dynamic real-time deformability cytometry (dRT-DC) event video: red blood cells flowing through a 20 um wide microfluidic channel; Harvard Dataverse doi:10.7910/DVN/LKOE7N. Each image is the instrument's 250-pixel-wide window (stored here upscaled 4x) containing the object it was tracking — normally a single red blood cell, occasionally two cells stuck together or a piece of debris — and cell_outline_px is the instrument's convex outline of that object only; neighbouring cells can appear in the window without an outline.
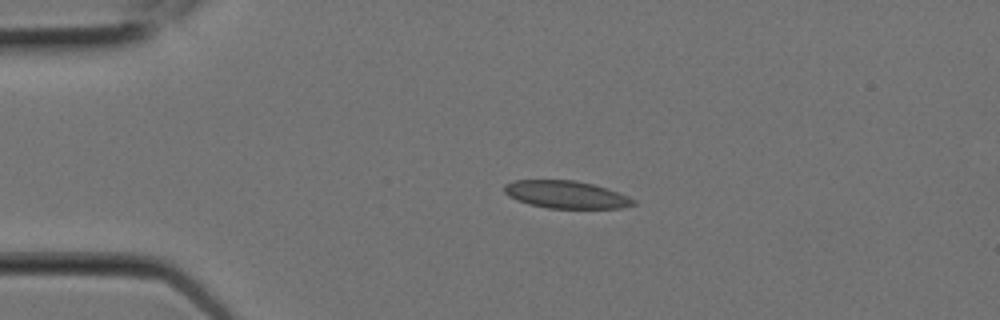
{"species": "Egyptian fruit bat (a non-hibernating species)", "species_latin": "Rousettus aegyptiacus", "temperature_condition": "room temperature", "stored_images_in_passage": 10, "camera_frame_rate_fps": 3000, "um_per_image_px": 0.085, "animal": {"sex": "female"}, "frame": {"image": 1, "passage_image": 4, "time_ms": 1.0, "image_size_px": [1000, 320], "cell_outline_px": [[636, 204], [620, 208], [548, 208], [528, 204], [516, 200], [508, 196], [504, 192], [504, 184], [512, 180], [576, 180], [608, 188], [628, 196], [636, 200]], "centroid_in_image_um": [48.1, 16.53], "position_along_channel_um": 36.9, "area_um2": 20.87}}
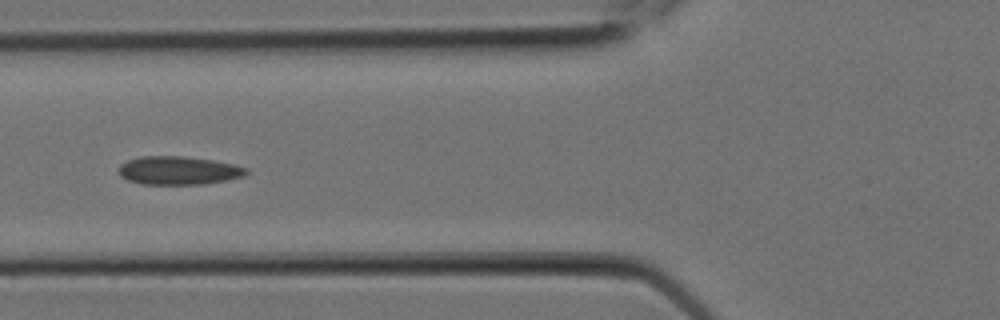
{"frame": {"image": 2, "passage_image": 7, "time_ms": 2.0, "image_size_px": [1000, 320], "cell_outline_px": [[248, 172], [244, 176], [228, 180], [204, 184], [140, 184], [128, 180], [120, 176], [120, 164], [128, 160], [140, 156], [184, 156], [212, 160], [232, 164], [248, 168]], "centroid_in_image_um": [15.18, 14.49], "position_along_channel_um": 110.6, "area_um2": 21.1}}
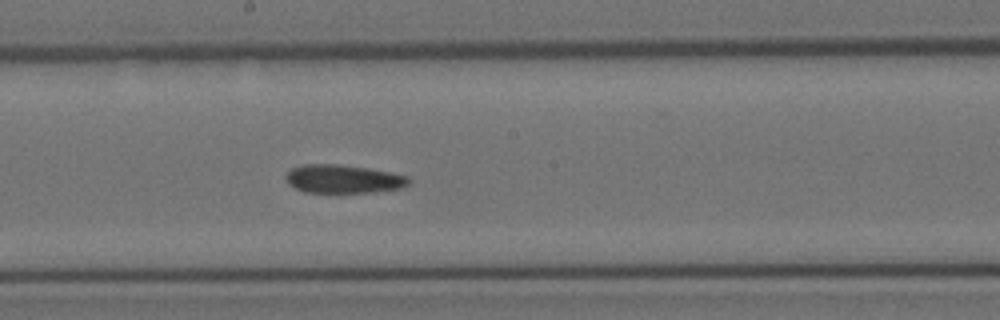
{"frame": {"image": 3, "passage_image": 10, "time_ms": 3.0, "image_size_px": [1000, 320], "cell_outline_px": [[412, 180], [408, 184], [400, 188], [372, 192], [304, 192], [288, 184], [284, 176], [292, 168], [304, 164], [340, 164], [368, 168], [408, 176]], "centroid_in_image_um": [29.16, 15.2], "position_along_channel_um": 219.0, "area_um2": 20.29}}